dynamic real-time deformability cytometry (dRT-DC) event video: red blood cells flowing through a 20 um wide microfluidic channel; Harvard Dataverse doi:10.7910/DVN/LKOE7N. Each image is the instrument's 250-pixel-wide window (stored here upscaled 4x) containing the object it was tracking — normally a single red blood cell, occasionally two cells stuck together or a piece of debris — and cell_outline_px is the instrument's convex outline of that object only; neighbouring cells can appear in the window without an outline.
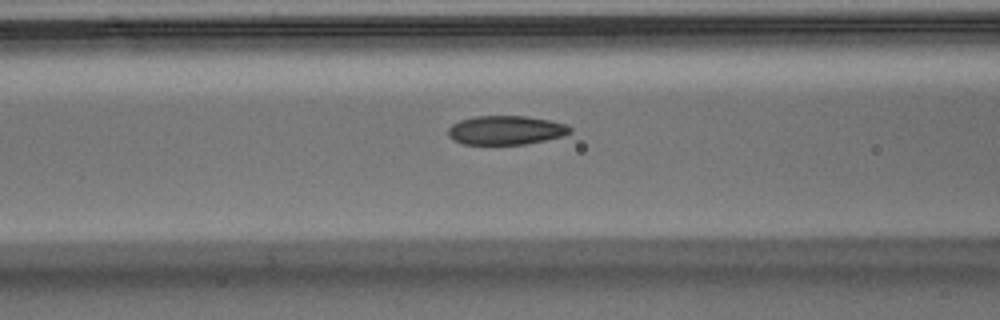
{"species": "Egyptian fruit bat (a non-hibernating species)", "species_latin": "Rousettus aegyptiacus", "temperature_condition": "warm", "stored_images_in_passage": 40, "camera_frame_rate_fps": 3000, "um_per_image_px": 0.085, "animal": {"sex": "male"}, "frame": {"image": 1, "passage_image": 10, "time_ms": 3.0, "image_size_px": [1000, 320], "cell_outline_px": [[572, 132], [564, 136], [524, 144], [464, 144], [452, 140], [448, 136], [448, 128], [452, 124], [460, 120], [476, 116], [528, 116], [548, 120], [564, 124], [572, 128]], "centroid_in_image_um": [42.98, 11.06], "position_along_channel_um": 123.6, "area_um2": 20.58}}
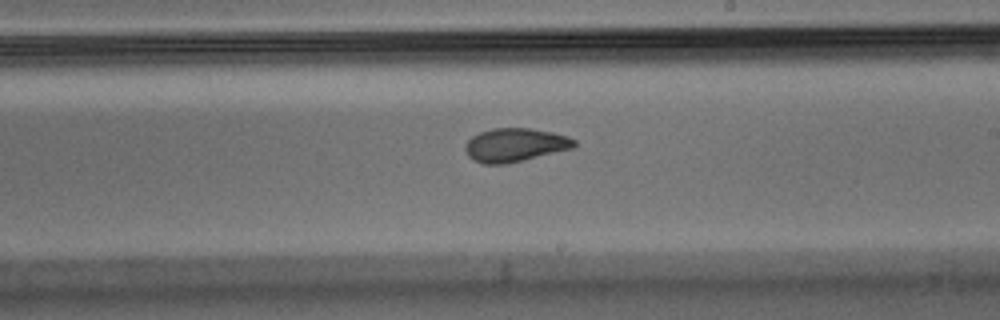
{"frame": {"image": 2, "passage_image": 20, "time_ms": 6.333, "image_size_px": [1000, 320], "cell_outline_px": [[576, 144], [572, 148], [508, 164], [484, 164], [468, 156], [464, 148], [464, 144], [472, 136], [480, 132], [492, 128], [532, 128], [552, 132], [568, 136], [576, 140]], "centroid_in_image_um": [43.77, 12.31], "position_along_channel_um": 245.2, "area_um2": 21.33}}
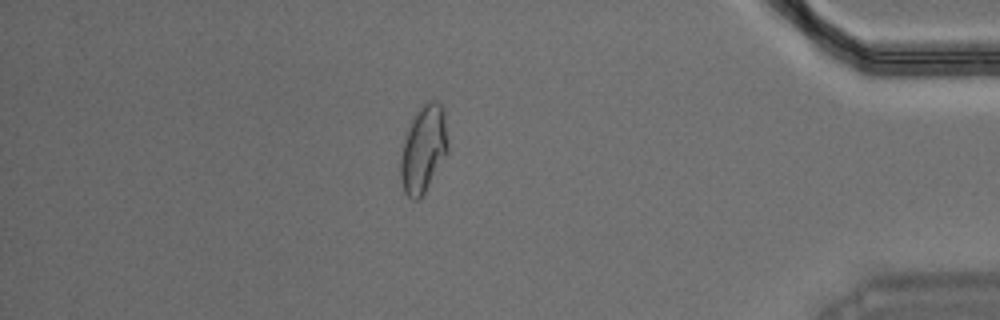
{"frame": {"image": 3, "passage_image": 36, "time_ms": 11.667, "image_size_px": [1000, 320], "cell_outline_px": [[448, 152], [424, 192], [416, 200], [412, 200], [404, 192], [400, 176], [400, 156], [404, 140], [412, 116], [428, 100], [436, 100], [444, 108], [448, 140]], "centroid_in_image_um": [35.99, 12.63], "position_along_channel_um": 399.2, "area_um2": 24.04}}